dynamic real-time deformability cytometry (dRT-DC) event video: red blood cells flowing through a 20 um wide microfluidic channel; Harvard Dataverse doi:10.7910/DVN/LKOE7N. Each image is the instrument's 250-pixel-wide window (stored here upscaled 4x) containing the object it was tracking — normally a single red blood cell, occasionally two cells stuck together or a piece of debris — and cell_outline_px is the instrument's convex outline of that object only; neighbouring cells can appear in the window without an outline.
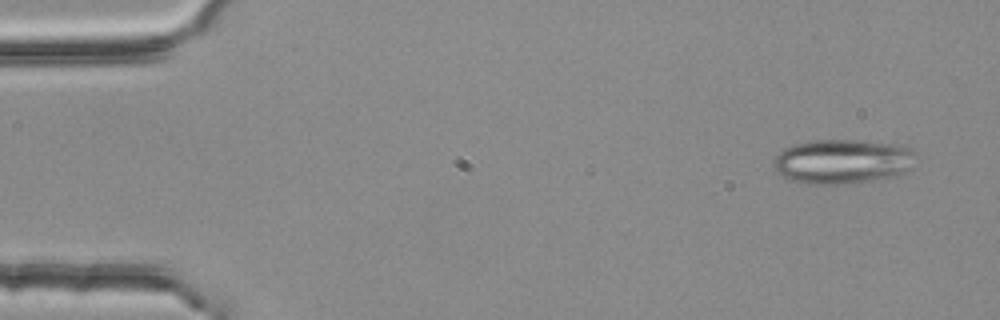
{"species": "common noctule bat (a hibernating species)", "species_latin": "Nyctalus noctula", "temperature_condition": "room temperature", "stored_images_in_passage": 3, "camera_frame_rate_fps": 3000, "um_per_image_px": 0.085, "animal": {"sex": "female", "body_mass_g": 25.1}, "frame": {"image": 1, "passage_image": 1, "time_ms": 0.0, "image_size_px": [1000, 320], "cell_outline_px": [[920, 156], [904, 172], [892, 176], [872, 180], [836, 184], [800, 184], [776, 172], [772, 168], [776, 156], [784, 148], [796, 144], [812, 140], [856, 140], [900, 144], [916, 152]], "centroid_in_image_um": [71.62, 13.71], "position_along_channel_um": 13.4, "area_um2": 36.99}}